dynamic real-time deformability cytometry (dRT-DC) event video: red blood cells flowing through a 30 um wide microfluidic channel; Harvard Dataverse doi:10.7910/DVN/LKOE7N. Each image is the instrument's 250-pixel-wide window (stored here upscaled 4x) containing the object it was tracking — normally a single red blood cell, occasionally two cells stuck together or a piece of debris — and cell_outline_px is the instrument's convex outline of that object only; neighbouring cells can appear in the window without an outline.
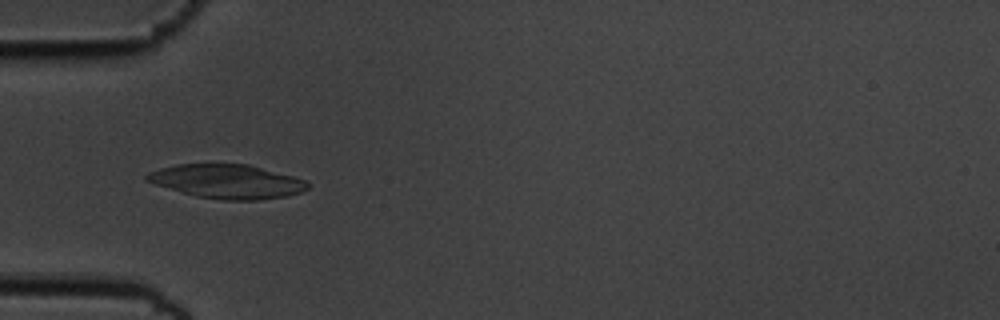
{"species": "common noctule bat (a hibernating species)", "species_latin": "Nyctalus noctula", "temperature_condition": "cold", "stored_images_in_passage": 54, "camera_frame_rate_fps": 3000, "um_per_image_px": 0.085, "animal": {"sex": "male", "body_mass_g": 19.5, "forearm_length_mm": 54.6}, "frame": {"image": 1, "passage_image": 17, "time_ms": 5.333, "image_size_px": [1000, 320], "cell_outline_px": [[308, 188], [300, 192], [288, 196], [260, 200], [224, 200], [196, 196], [156, 184], [144, 180], [144, 176], [148, 172], [160, 168], [176, 164], [248, 164], [292, 176], [304, 180], [308, 184]], "centroid_in_image_um": [19.29, 15.42], "position_along_channel_um": 65.7, "area_um2": 31.62}}
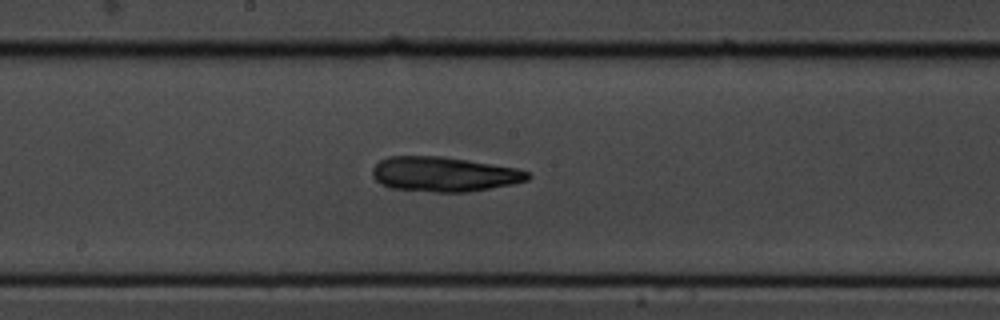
{"frame": {"image": 2, "passage_image": 29, "time_ms": 9.333, "image_size_px": [1000, 320], "cell_outline_px": [[532, 176], [528, 180], [512, 184], [468, 192], [436, 192], [388, 188], [380, 184], [372, 176], [372, 168], [380, 160], [388, 156], [444, 156], [516, 168], [528, 172]], "centroid_in_image_um": [37.71, 14.81], "position_along_channel_um": 210.5, "area_um2": 31.62}}
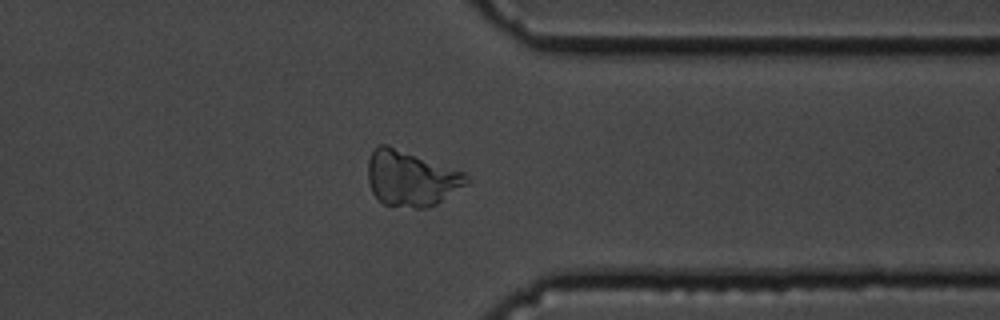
{"frame": {"image": 3, "passage_image": 43, "time_ms": 14.0, "image_size_px": [1000, 320], "cell_outline_px": [[468, 184], [436, 204], [428, 208], [416, 208], [384, 204], [372, 192], [368, 180], [368, 160], [372, 152], [380, 144], [388, 144], [464, 172], [468, 176]], "centroid_in_image_um": [34.94, 15.16], "position_along_channel_um": 376.5, "area_um2": 31.79}}